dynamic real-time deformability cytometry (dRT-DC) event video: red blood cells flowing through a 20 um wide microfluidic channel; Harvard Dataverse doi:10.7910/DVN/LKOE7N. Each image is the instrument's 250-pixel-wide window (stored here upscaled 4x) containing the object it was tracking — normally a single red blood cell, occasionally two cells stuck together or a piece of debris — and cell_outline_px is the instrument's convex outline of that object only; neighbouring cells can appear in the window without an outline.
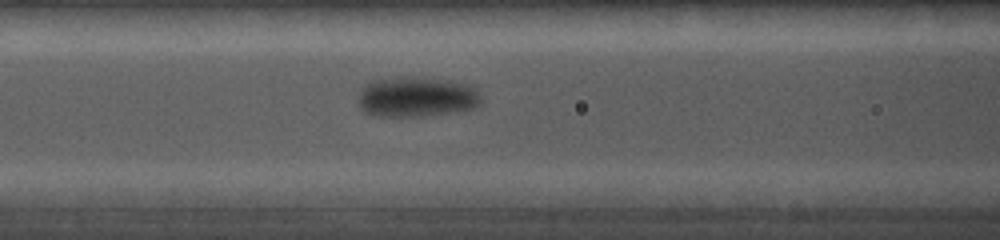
{"species": "common noctule bat (a hibernating species)", "species_latin": "Nyctalus noctula", "temperature_condition": "cold", "stored_images_in_passage": 21, "camera_frame_rate_fps": 5000, "um_per_image_px": 0.085, "animal": {"sex": "female", "body_mass_g": 19.0, "forearm_length_mm": 56.7}, "frame": {"image": 1, "passage_image": 5, "time_ms": 2.2, "image_size_px": [1000, 240], "cell_outline_px": [[480, 104], [472, 108], [452, 112], [424, 116], [376, 116], [364, 112], [360, 108], [360, 92], [364, 84], [368, 80], [404, 76], [420, 76], [448, 80], [464, 84], [476, 88], [480, 92]], "centroid_in_image_um": [35.38, 8.21], "position_along_channel_um": 131.2, "area_um2": 29.07}}
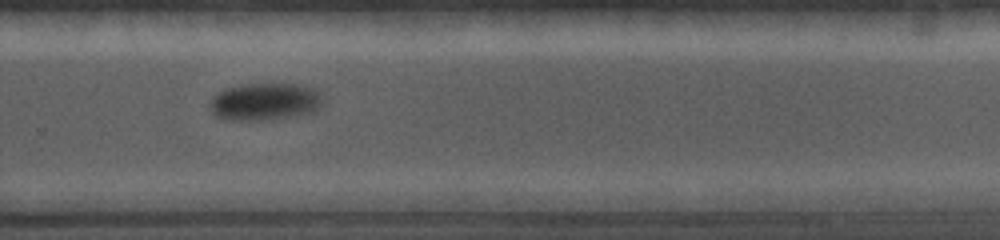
{"frame": {"image": 2, "passage_image": 13, "time_ms": 6.4, "image_size_px": [1000, 240], "cell_outline_px": [[324, 100], [316, 112], [272, 120], [224, 120], [216, 116], [212, 112], [208, 104], [212, 96], [224, 88], [244, 84], [300, 84], [316, 88]], "centroid_in_image_um": [22.52, 8.65], "position_along_channel_um": 307.3, "area_um2": 25.2}}
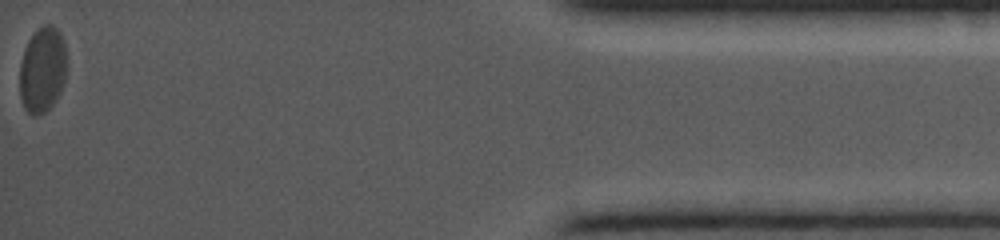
{"frame": {"image": 3, "passage_image": 21, "time_ms": 11.0, "image_size_px": [1000, 240], "cell_outline_px": [[64, 84], [56, 100], [44, 112], [36, 116], [32, 116], [24, 108], [20, 96], [20, 64], [24, 48], [28, 40], [44, 24], [52, 24], [60, 32], [64, 40]], "centroid_in_image_um": [3.58, 5.94], "position_along_channel_um": 431.6, "area_um2": 23.24}}